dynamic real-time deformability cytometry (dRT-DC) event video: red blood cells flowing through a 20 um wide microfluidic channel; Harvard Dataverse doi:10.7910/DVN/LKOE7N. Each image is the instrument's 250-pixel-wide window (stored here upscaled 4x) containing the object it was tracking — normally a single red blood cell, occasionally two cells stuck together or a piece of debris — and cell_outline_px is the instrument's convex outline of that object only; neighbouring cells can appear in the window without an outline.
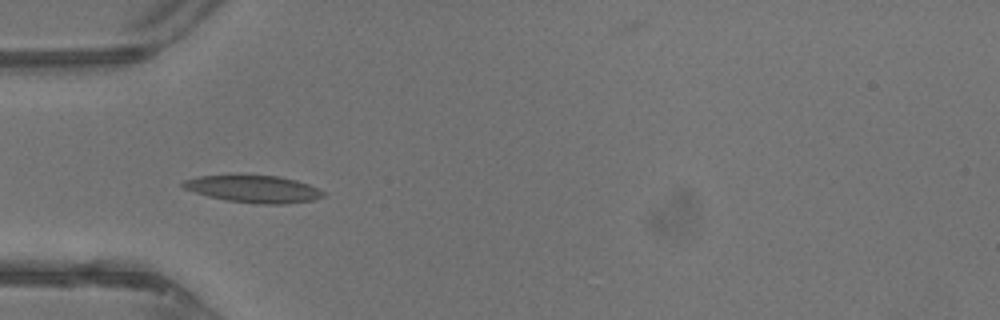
{"species": "common noctule bat (a hibernating species)", "species_latin": "Nyctalus noctula", "temperature_condition": "warm", "stored_images_in_passage": 5, "camera_frame_rate_fps": 3000, "um_per_image_px": 0.085, "animal": {"sex": "male", "body_mass_g": 13.3}, "frame": {"image": 1, "passage_image": 3, "time_ms": 0.667, "image_size_px": [1000, 320], "cell_outline_px": [[324, 196], [312, 200], [284, 204], [264, 204], [228, 200], [208, 196], [184, 188], [180, 184], [184, 180], [200, 176], [280, 176], [296, 180], [308, 184], [324, 192]], "centroid_in_image_um": [21.57, 16.07], "position_along_channel_um": 63.4, "area_um2": 21.68}}